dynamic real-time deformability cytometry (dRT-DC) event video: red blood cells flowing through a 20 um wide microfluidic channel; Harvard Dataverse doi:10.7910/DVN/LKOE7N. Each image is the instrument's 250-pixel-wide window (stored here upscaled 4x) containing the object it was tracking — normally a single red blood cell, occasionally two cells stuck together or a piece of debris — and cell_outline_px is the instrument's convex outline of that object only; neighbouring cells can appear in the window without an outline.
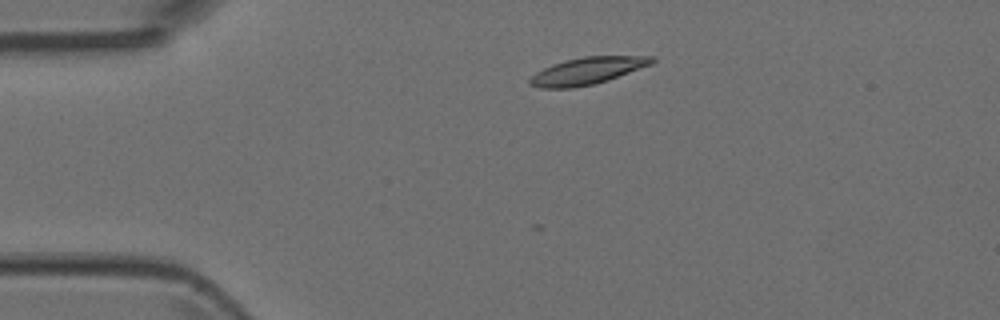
{"species": "Egyptian fruit bat (a non-hibernating species)", "species_latin": "Rousettus aegyptiacus", "temperature_condition": "room temperature", "stored_images_in_passage": 3, "camera_frame_rate_fps": 3000, "um_per_image_px": 0.085, "animal": {"sex": "female"}, "frame": {"image": 1, "passage_image": 2, "time_ms": 0.333, "image_size_px": [1000, 320], "cell_outline_px": [[656, 60], [652, 64], [608, 80], [592, 84], [572, 88], [540, 88], [528, 84], [528, 80], [536, 72], [552, 64], [564, 60], [584, 56], [656, 56]], "centroid_in_image_um": [49.92, 6.01], "position_along_channel_um": 35.1, "area_um2": 19.25}}